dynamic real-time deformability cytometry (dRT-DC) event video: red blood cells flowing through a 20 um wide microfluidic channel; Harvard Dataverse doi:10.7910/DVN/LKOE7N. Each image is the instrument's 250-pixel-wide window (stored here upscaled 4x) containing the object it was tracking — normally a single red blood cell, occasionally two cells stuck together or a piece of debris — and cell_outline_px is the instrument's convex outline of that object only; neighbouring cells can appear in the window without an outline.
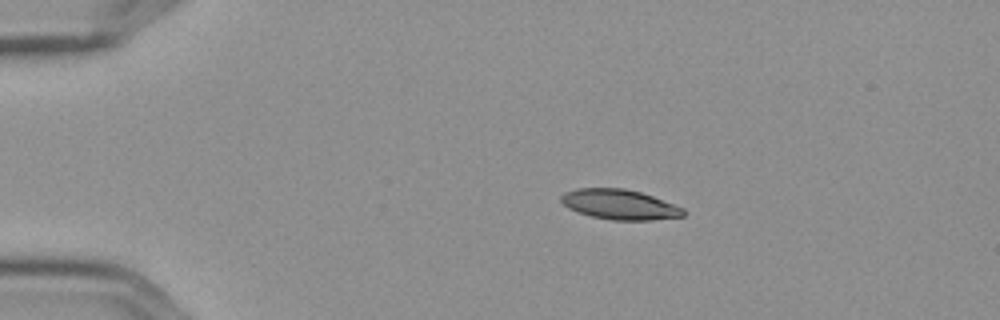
{"species": "Egyptian fruit bat (a non-hibernating species)", "species_latin": "Rousettus aegyptiacus", "temperature_condition": "cold", "stored_images_in_passage": 9, "camera_frame_rate_fps": 3000, "um_per_image_px": 0.085, "frame": {"image": 1, "passage_image": 2, "time_ms": 0.333, "image_size_px": [1000, 320], "cell_outline_px": [[684, 216], [652, 220], [612, 220], [592, 216], [568, 208], [560, 200], [560, 196], [564, 192], [576, 188], [624, 188], [640, 192], [652, 196], [684, 208]], "centroid_in_image_um": [52.65, 17.37], "position_along_channel_um": 32.3, "area_um2": 21.27}}
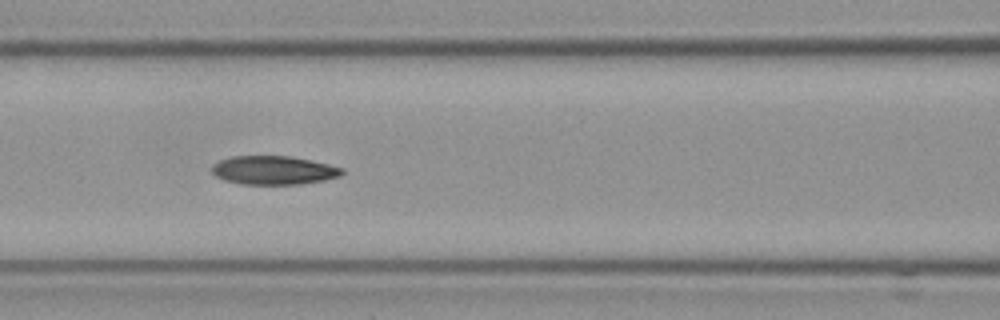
{"frame": {"image": 2, "passage_image": 6, "time_ms": 1.667, "image_size_px": [1000, 320], "cell_outline_px": [[344, 172], [340, 176], [324, 180], [300, 184], [240, 184], [224, 180], [216, 176], [212, 172], [212, 164], [220, 160], [232, 156], [292, 156], [312, 160], [344, 168]], "centroid_in_image_um": [23.26, 14.46], "position_along_channel_um": 143.3, "area_um2": 21.85}}
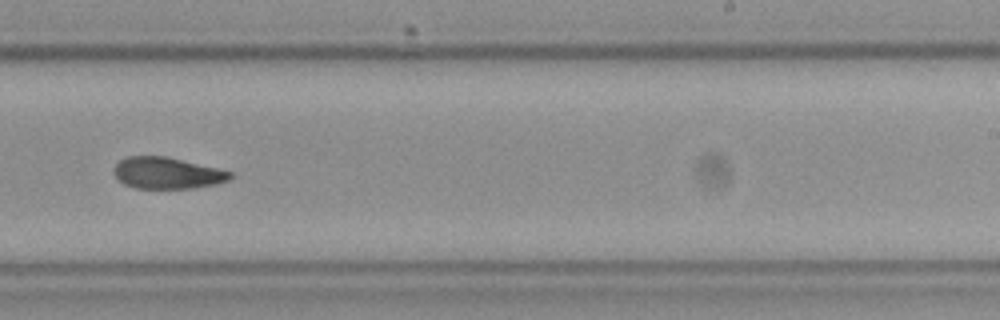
{"frame": {"image": 3, "passage_image": 9, "time_ms": 2.667, "image_size_px": [1000, 320], "cell_outline_px": [[232, 176], [228, 180], [216, 184], [192, 188], [136, 188], [124, 184], [112, 172], [112, 168], [120, 160], [128, 156], [164, 156], [216, 168], [232, 172]], "centroid_in_image_um": [14.16, 14.71], "position_along_channel_um": 274.8, "area_um2": 21.1}}